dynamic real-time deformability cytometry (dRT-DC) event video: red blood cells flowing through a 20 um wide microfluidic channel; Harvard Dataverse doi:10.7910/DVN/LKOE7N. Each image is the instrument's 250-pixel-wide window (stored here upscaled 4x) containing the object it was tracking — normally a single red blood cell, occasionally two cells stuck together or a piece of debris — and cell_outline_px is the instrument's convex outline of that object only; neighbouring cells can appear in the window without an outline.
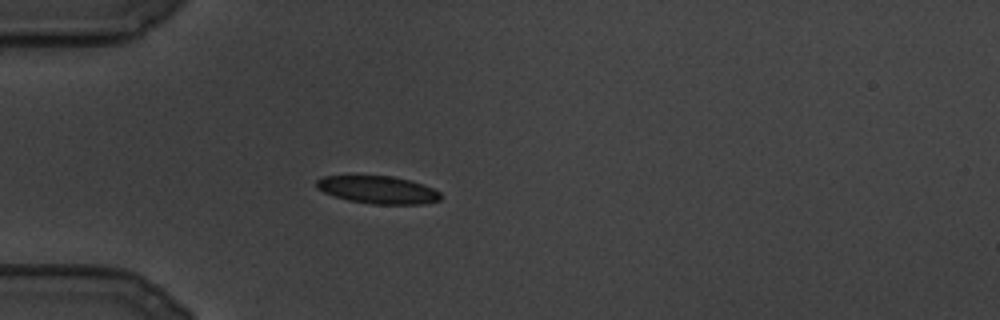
{"species": "common noctule bat (a hibernating species)", "species_latin": "Nyctalus noctula", "temperature_condition": "cold", "stored_images_in_passage": 83, "camera_frame_rate_fps": 3000, "um_per_image_px": 0.085, "animal": {"sex": "male", "body_mass_g": 19.5, "forearm_length_mm": 54.6}, "frame": {"image": 1, "passage_image": 1, "time_ms": 0.0, "image_size_px": [1000, 320], "cell_outline_px": [[440, 200], [424, 204], [372, 204], [348, 200], [324, 192], [316, 188], [316, 180], [324, 176], [392, 176], [412, 180], [432, 188], [440, 192]], "centroid_in_image_um": [32.14, 16.13], "position_along_channel_um": 52.9, "area_um2": 19.94}}
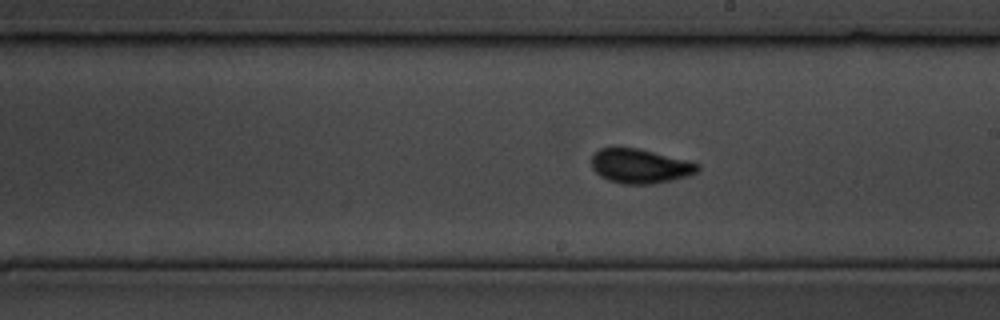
{"frame": {"image": 2, "passage_image": 34, "time_ms": 11.0, "image_size_px": [1000, 320], "cell_outline_px": [[700, 168], [696, 172], [688, 176], [672, 180], [652, 184], [624, 184], [608, 180], [600, 176], [592, 168], [592, 156], [600, 148], [640, 148], [688, 160], [700, 164]], "centroid_in_image_um": [54.43, 14.12], "position_along_channel_um": 234.6, "area_um2": 21.33}}
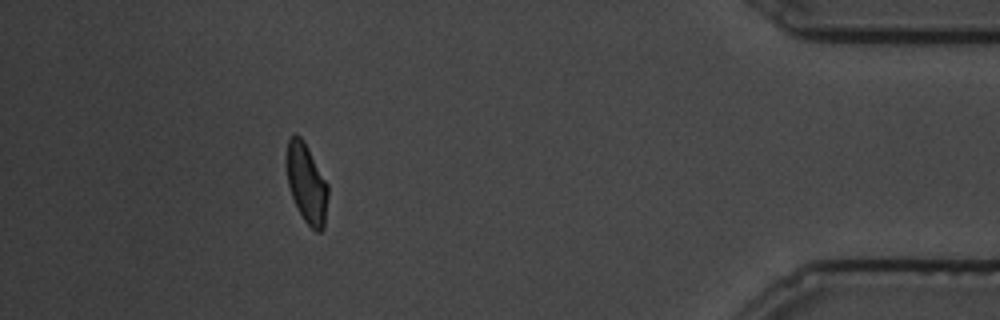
{"frame": {"image": 3, "passage_image": 72, "time_ms": 23.667, "image_size_px": [1000, 320], "cell_outline_px": [[328, 196], [324, 228], [320, 232], [316, 232], [304, 220], [292, 196], [288, 184], [288, 140], [296, 132], [304, 140], [328, 184]], "centroid_in_image_um": [26.1, 15.6], "position_along_channel_um": 409.1, "area_um2": 18.79}}